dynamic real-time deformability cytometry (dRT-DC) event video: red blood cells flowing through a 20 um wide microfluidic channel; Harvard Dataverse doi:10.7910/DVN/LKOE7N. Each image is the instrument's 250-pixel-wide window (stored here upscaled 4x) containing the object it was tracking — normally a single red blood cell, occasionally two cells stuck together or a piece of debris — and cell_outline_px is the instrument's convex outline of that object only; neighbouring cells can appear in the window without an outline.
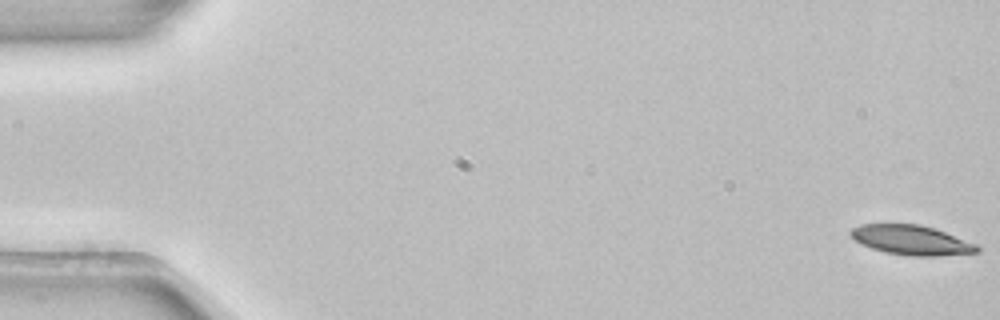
{"species": "common noctule bat (a hibernating species)", "species_latin": "Nyctalus noctula", "temperature_condition": "room temperature", "stored_images_in_passage": 54, "camera_frame_rate_fps": 3000, "um_per_image_px": 0.085, "animal": {"sex": "female", "body_mass_g": 22.7, "forearm_length_mm": 54.2}, "frame": {"image": 1, "passage_image": 1, "time_ms": 0.0, "image_size_px": [1000, 320], "cell_outline_px": [[980, 252], [936, 256], [908, 256], [884, 252], [872, 248], [856, 240], [848, 232], [852, 228], [860, 224], [920, 224], [944, 232], [976, 244], [980, 248]], "centroid_in_image_um": [77.46, 20.41], "position_along_channel_um": 7.5, "area_um2": 21.62}}
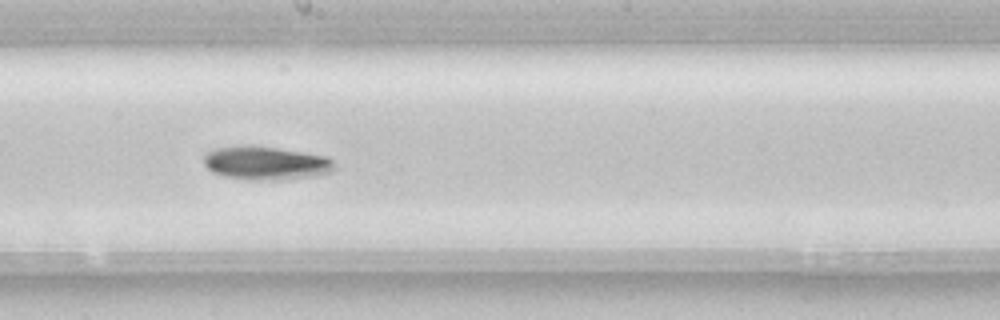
{"frame": {"image": 2, "passage_image": 30, "time_ms": 9.667, "image_size_px": [1000, 320], "cell_outline_px": [[336, 168], [332, 172], [312, 176], [284, 180], [248, 180], [224, 176], [212, 172], [204, 164], [204, 152], [216, 148], [248, 144], [252, 144], [304, 152], [328, 156], [336, 164]], "centroid_in_image_um": [22.6, 13.85], "position_along_channel_um": 225.6, "area_um2": 26.07}}
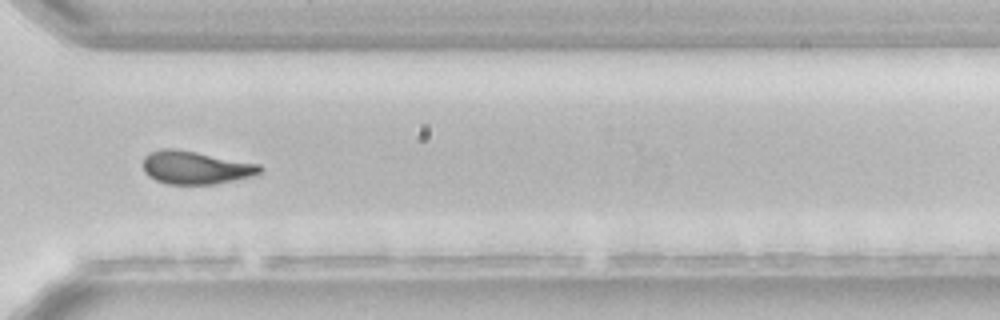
{"frame": {"image": 3, "passage_image": 40, "time_ms": 13.0, "image_size_px": [1000, 320], "cell_outline_px": [[264, 168], [260, 172], [248, 176], [232, 180], [212, 184], [168, 184], [156, 180], [148, 176], [144, 172], [144, 156], [148, 152], [160, 148], [172, 148], [196, 152], [260, 164]], "centroid_in_image_um": [16.57, 14.23], "position_along_channel_um": 354.0, "area_um2": 22.31}, "authors_computed_cell_mechanics": {"area_um2": 22.9177, "velocity_mm_per_s": 3.8564, "shape_relaxation_time_tau1_ms": 2.9024, "shape_relaxation_time_tau2_ms": null, "deformation_change_tau1": 0.1233, "deformation_change_tau2": null}}